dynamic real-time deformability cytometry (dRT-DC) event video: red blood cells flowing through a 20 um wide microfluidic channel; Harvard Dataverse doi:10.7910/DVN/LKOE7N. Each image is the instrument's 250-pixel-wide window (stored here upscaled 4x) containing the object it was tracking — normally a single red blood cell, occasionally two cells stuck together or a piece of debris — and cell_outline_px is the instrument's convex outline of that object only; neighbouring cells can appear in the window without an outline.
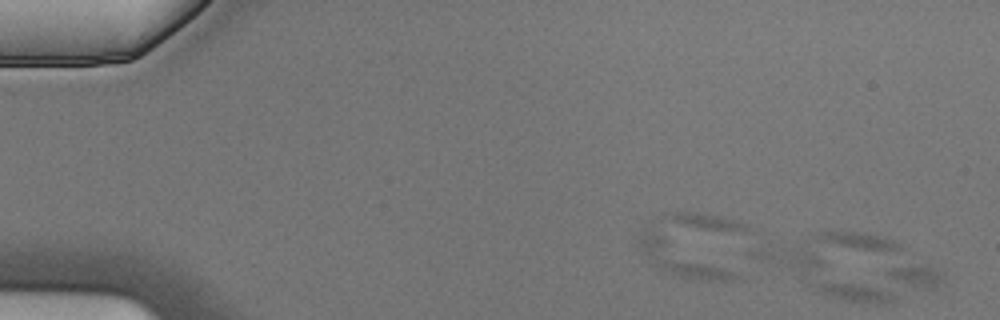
{"species": "Egyptian fruit bat (a non-hibernating species)", "species_latin": "Rousettus aegyptiacus", "temperature_condition": "cold", "stored_images_in_passage": 4, "camera_frame_rate_fps": 3000, "um_per_image_px": 0.085, "animal": {"sex": "male"}, "frame": {"image": 1, "passage_image": 2, "time_ms": 0.333, "image_size_px": [1000, 320], "cell_outline_px": [[744, 276], [732, 280], [700, 280], [680, 276], [660, 268], [652, 264], [640, 248], [640, 232], [652, 232]], "centroid_in_image_um": [57.99, 22.09], "position_along_channel_um": 27.0, "area_um2": 16.94}}